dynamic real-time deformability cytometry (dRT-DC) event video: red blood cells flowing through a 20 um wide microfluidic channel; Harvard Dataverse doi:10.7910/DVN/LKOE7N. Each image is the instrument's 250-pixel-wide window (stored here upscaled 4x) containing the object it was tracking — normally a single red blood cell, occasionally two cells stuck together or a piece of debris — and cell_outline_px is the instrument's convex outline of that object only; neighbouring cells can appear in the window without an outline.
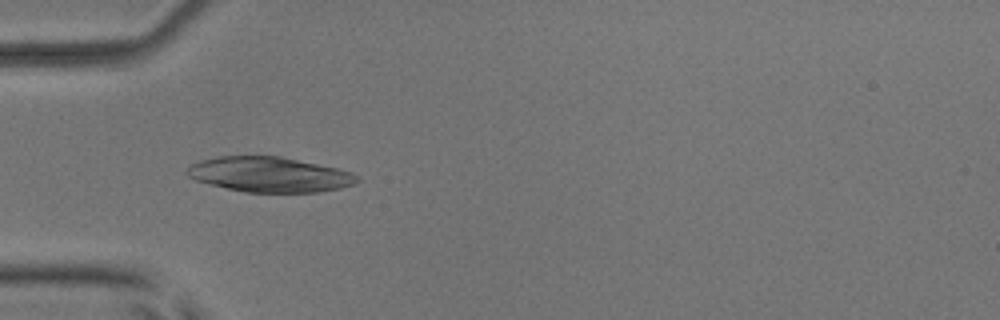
{"species": "common noctule bat (a hibernating species)", "species_latin": "Nyctalus noctula", "temperature_condition": "room temperature", "stored_images_in_passage": 7, "camera_frame_rate_fps": 3000, "um_per_image_px": 0.085, "animal": {"sex": "male", "body_mass_g": 17.9, "forearm_length_mm": 54.2}, "frame": {"image": 1, "passage_image": 5, "time_ms": 4.667, "image_size_px": [1000, 320], "cell_outline_px": [[360, 180], [356, 184], [340, 188], [316, 192], [244, 192], [196, 180], [188, 176], [188, 168], [192, 164], [200, 160], [216, 156], [280, 156], [336, 168], [352, 172]], "centroid_in_image_um": [22.93, 14.83], "position_along_channel_um": 62.1, "area_um2": 34.45}}
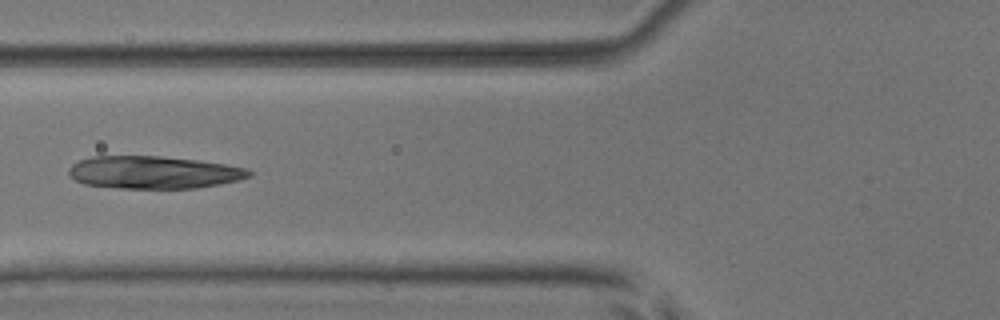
{"frame": {"image": 2, "passage_image": 6, "time_ms": 6.0, "image_size_px": [1000, 320], "cell_outline_px": [[252, 176], [220, 184], [196, 188], [120, 188], [84, 184], [76, 180], [68, 172], [68, 168], [72, 164], [80, 160], [92, 156], [160, 156], [196, 160], [224, 164], [248, 168], [252, 172]], "centroid_in_image_um": [13.06, 14.65], "position_along_channel_um": 112.7, "area_um2": 34.1}}
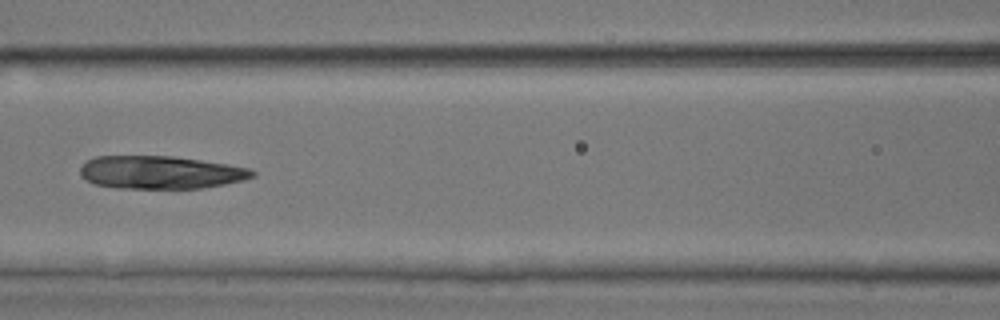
{"frame": {"image": 3, "passage_image": 7, "time_ms": 7.0, "image_size_px": [1000, 320], "cell_outline_px": [[256, 176], [244, 180], [224, 184], [200, 188], [120, 188], [96, 184], [84, 180], [80, 176], [80, 168], [88, 160], [96, 156], [172, 156], [200, 160], [248, 168], [256, 172]], "centroid_in_image_um": [13.62, 14.65], "position_along_channel_um": 153.0, "area_um2": 32.89}}